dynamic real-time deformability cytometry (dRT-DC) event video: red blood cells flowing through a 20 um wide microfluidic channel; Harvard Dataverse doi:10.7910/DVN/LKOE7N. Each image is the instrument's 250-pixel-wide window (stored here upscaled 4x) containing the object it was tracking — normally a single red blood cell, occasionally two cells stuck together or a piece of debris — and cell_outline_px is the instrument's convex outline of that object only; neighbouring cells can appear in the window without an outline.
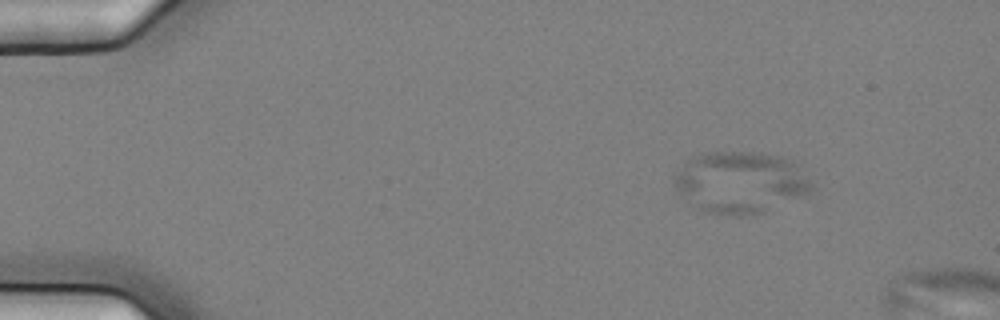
{"species": "common noctule bat (a hibernating species)", "species_latin": "Nyctalus noctula", "temperature_condition": "cold", "stored_images_in_passage": 7, "camera_frame_rate_fps": 3000, "um_per_image_px": 0.085, "animal": {"sex": "female", "body_mass_g": 25.1}, "frame": {"image": 1, "passage_image": 3, "time_ms": 0.667, "image_size_px": [1000, 320], "cell_outline_px": [[816, 188], [804, 196], [764, 212], [740, 216], [732, 216], [704, 212], [692, 208], [676, 192], [672, 180], [684, 164], [692, 156], [700, 152], [760, 152], [780, 156], [792, 160], [796, 164]], "centroid_in_image_um": [62.9, 15.52], "position_along_channel_um": 22.1, "area_um2": 50.17}}